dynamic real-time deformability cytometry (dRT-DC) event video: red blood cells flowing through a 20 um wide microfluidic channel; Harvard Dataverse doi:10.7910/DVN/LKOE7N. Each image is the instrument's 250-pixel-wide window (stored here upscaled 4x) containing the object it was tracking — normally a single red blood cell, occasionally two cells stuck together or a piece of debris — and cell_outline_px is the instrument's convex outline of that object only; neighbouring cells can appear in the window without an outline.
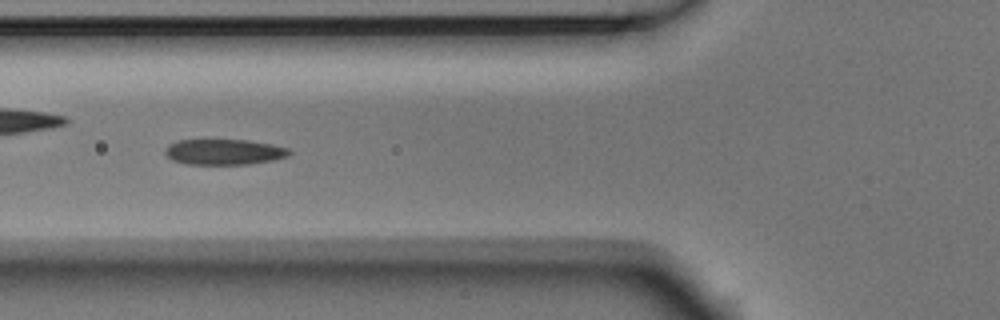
{"species": "Egyptian fruit bat (a non-hibernating species)", "species_latin": "Rousettus aegyptiacus", "temperature_condition": "room temperature", "stored_images_in_passage": 11, "camera_frame_rate_fps": 3000, "um_per_image_px": 0.085, "animal": {"sex": "male"}, "frame": {"image": 1, "passage_image": 4, "time_ms": 1.0, "image_size_px": [1000, 320], "cell_outline_px": [[292, 152], [288, 156], [272, 160], [252, 164], [188, 164], [172, 160], [164, 152], [164, 148], [168, 144], [180, 140], [248, 140], [272, 144], [288, 148]], "centroid_in_image_um": [19.05, 12.91], "position_along_channel_um": 106.8, "area_um2": 18.55}}
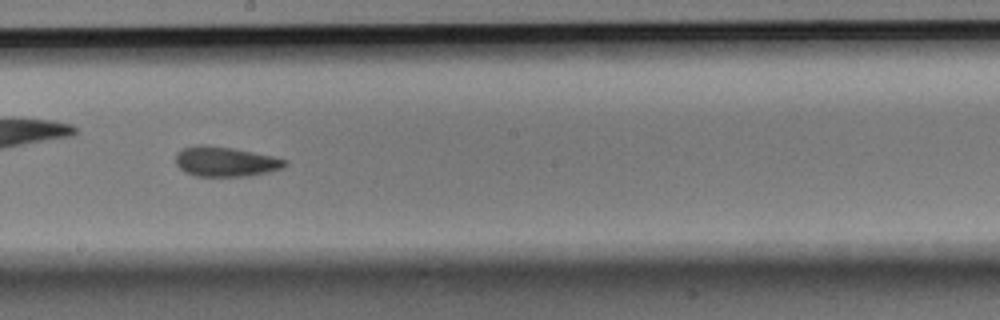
{"frame": {"image": 2, "passage_image": 7, "time_ms": 2.0, "image_size_px": [1000, 320], "cell_outline_px": [[288, 164], [280, 168], [268, 172], [248, 176], [196, 176], [184, 172], [176, 164], [176, 152], [184, 148], [196, 144], [208, 144], [232, 148], [272, 156], [288, 160]], "centroid_in_image_um": [19.13, 13.73], "position_along_channel_um": 229.1, "area_um2": 19.07}}
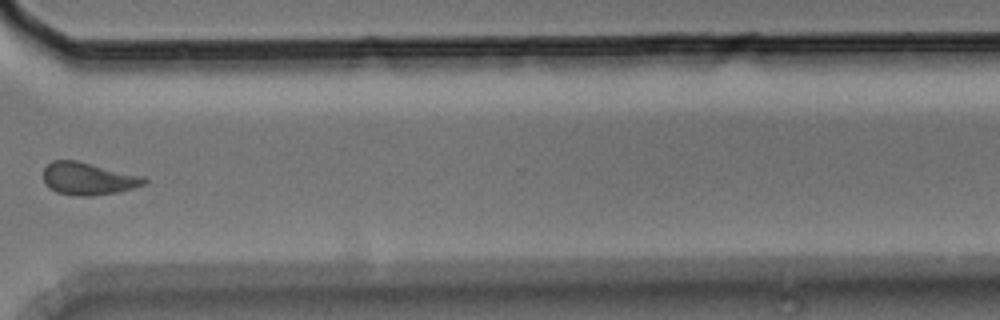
{"frame": {"image": 3, "passage_image": 10, "time_ms": 3.0, "image_size_px": [1000, 320], "cell_outline_px": [[148, 180], [144, 184], [132, 188], [116, 192], [92, 196], [76, 196], [56, 192], [44, 180], [44, 168], [52, 160], [76, 160], [144, 176]], "centroid_in_image_um": [7.51, 15.18], "position_along_channel_um": 363.1, "area_um2": 18.9}}